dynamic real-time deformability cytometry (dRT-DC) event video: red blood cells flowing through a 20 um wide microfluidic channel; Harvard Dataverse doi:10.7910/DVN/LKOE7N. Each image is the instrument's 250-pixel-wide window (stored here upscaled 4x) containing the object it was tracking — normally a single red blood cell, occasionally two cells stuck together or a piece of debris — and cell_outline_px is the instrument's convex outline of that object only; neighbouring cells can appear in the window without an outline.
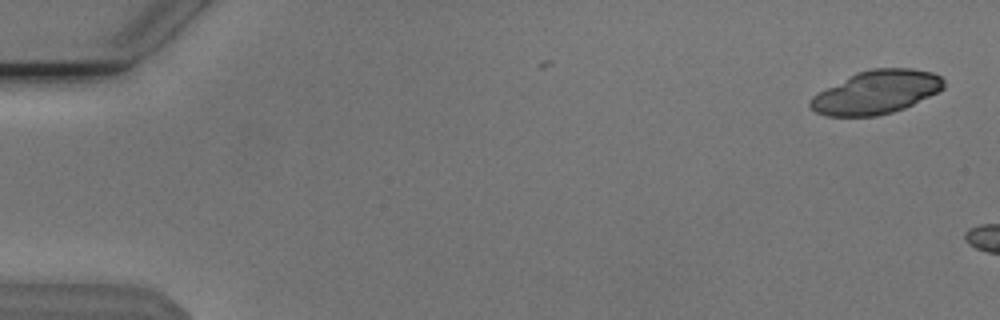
{"species": "Egyptian fruit bat (a non-hibernating species)", "species_latin": "Rousettus aegyptiacus", "temperature_condition": "cold", "stored_images_in_passage": 3, "camera_frame_rate_fps": 3000, "um_per_image_px": 0.085, "animal": {"sex": "male"}, "frame": {"image": 1, "passage_image": 1, "time_ms": 0.0, "image_size_px": [1000, 320], "cell_outline_px": [[944, 88], [904, 108], [892, 112], [876, 116], [828, 116], [816, 112], [808, 104], [808, 100], [812, 96], [856, 72], [872, 68], [912, 68], [932, 72], [940, 76], [944, 80]], "centroid_in_image_um": [74.47, 7.83], "position_along_channel_um": 10.5, "area_um2": 33.47}}